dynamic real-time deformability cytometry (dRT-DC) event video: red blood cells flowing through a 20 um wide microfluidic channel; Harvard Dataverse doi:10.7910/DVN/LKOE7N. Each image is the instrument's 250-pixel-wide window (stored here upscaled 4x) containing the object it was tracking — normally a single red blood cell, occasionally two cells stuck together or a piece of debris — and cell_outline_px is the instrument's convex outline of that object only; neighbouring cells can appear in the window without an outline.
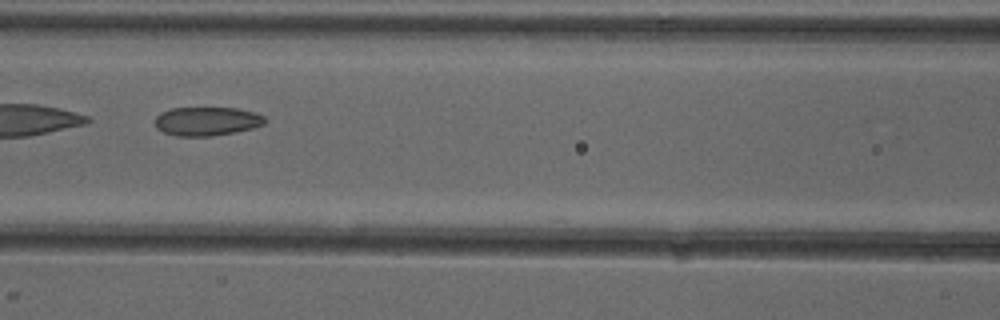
{"species": "common noctule bat (a hibernating species)", "species_latin": "Nyctalus noctula", "temperature_condition": "cold", "stored_images_in_passage": 7, "camera_frame_rate_fps": 3000, "um_per_image_px": 0.085, "animal": {"sex": "female"}, "frame": {"image": 1, "passage_image": 6, "time_ms": 7.333, "image_size_px": [1000, 320], "cell_outline_px": [[264, 124], [252, 128], [212, 136], [176, 136], [164, 132], [156, 128], [156, 116], [160, 112], [172, 108], [236, 108], [256, 112], [264, 116]], "centroid_in_image_um": [17.56, 10.3], "position_along_channel_um": 149.0, "area_um2": 18.32}}
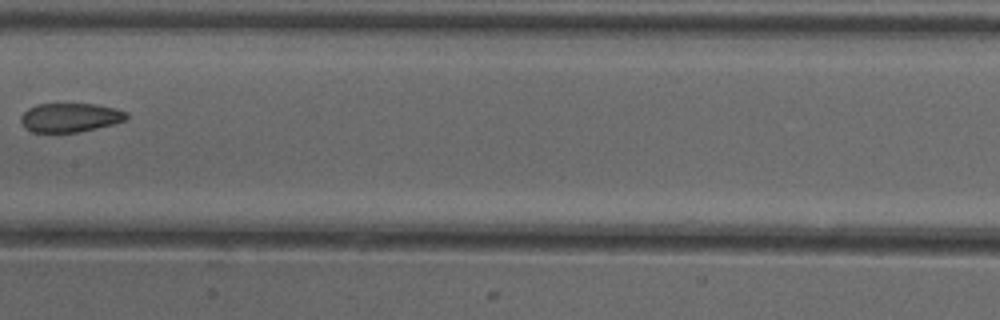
{"frame": {"image": 2, "passage_image": 7, "time_ms": 8.667, "image_size_px": [1000, 320], "cell_outline_px": [[128, 116], [124, 120], [112, 124], [96, 128], [76, 132], [32, 132], [24, 128], [20, 120], [20, 116], [28, 108], [36, 104], [96, 104], [116, 108], [128, 112]], "centroid_in_image_um": [5.93, 9.98], "position_along_channel_um": 201.5, "area_um2": 17.86}}